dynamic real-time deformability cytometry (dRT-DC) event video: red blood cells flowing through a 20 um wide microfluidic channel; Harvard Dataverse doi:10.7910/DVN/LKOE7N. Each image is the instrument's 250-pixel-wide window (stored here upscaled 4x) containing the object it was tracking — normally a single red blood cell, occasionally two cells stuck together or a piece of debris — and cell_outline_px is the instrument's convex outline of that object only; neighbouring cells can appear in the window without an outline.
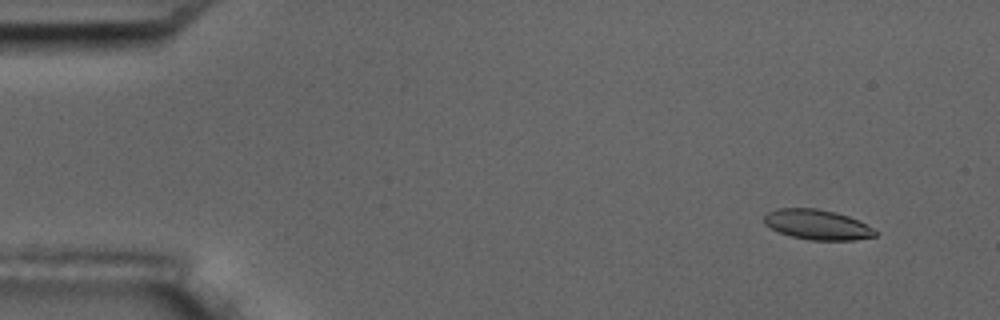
{"species": "common noctule bat (a hibernating species)", "species_latin": "Nyctalus noctula", "temperature_condition": "room temperature", "stored_images_in_passage": 6, "camera_frame_rate_fps": 3000, "um_per_image_px": 0.085, "animal": {"sex": "male", "body_mass_g": 17.5, "forearm_length_mm": 52.3}, "frame": {"image": 1, "passage_image": 1, "time_ms": 0.0, "image_size_px": [1000, 320], "cell_outline_px": [[880, 232], [876, 236], [856, 240], [808, 240], [792, 236], [780, 232], [764, 224], [764, 216], [768, 212], [776, 208], [816, 208], [836, 212], [848, 216]], "centroid_in_image_um": [69.47, 19.09], "position_along_channel_um": 15.5, "area_um2": 19.42}}
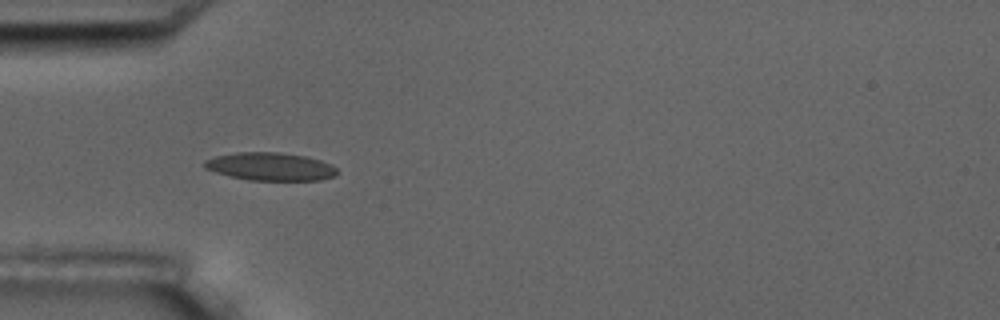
{"frame": {"image": 2, "passage_image": 4, "time_ms": 4.333, "image_size_px": [1000, 320], "cell_outline_px": [[336, 176], [320, 180], [248, 180], [216, 172], [204, 168], [204, 160], [216, 156], [236, 152], [280, 152], [304, 156], [320, 160], [332, 164], [336, 168]], "centroid_in_image_um": [22.99, 14.15], "position_along_channel_um": 62.0, "area_um2": 21.56}}